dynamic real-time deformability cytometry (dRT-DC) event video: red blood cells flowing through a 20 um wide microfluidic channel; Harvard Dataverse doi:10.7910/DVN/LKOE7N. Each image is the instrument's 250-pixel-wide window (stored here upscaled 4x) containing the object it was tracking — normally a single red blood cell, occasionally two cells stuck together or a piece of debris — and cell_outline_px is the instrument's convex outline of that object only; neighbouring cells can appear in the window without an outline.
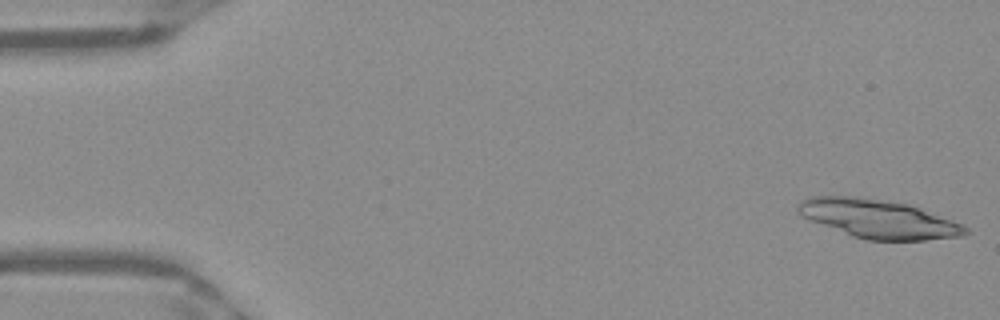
{"species": "Egyptian fruit bat (a non-hibernating species)", "species_latin": "Rousettus aegyptiacus", "temperature_condition": "warm", "stored_images_in_passage": 24, "camera_frame_rate_fps": 3000, "um_per_image_px": 0.085, "frame": {"image": 1, "passage_image": 1, "time_ms": 0.0, "image_size_px": [1000, 320], "cell_outline_px": [[972, 232], [964, 236], [924, 240], [868, 240], [852, 236], [800, 216], [796, 208], [800, 200], [812, 196], [852, 196], [908, 204], [920, 208], [964, 224]], "centroid_in_image_um": [74.69, 18.61], "position_along_channel_um": 10.3, "area_um2": 37.63}}